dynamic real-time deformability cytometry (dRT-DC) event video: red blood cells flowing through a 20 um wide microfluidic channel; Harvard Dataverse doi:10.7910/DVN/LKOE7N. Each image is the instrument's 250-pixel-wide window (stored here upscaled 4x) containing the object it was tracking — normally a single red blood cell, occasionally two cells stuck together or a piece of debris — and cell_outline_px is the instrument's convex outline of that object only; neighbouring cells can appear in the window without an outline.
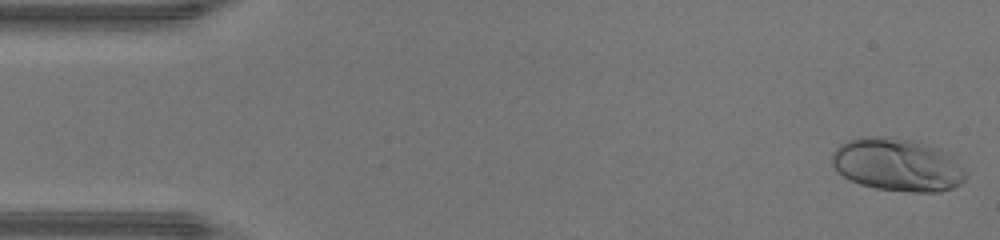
{"species": "human", "species_latin": "Homo sapiens", "temperature_condition": "warm", "stored_images_in_passage": 46, "camera_frame_rate_fps": 3000, "um_per_image_px": 0.085, "donor": {"sex": "male"}, "frame": {"image": 1, "passage_image": 1, "time_ms": 0.0, "image_size_px": [1000, 240], "cell_outline_px": [[968, 176], [960, 184], [952, 188], [940, 192], [912, 192], [876, 188], [860, 184], [836, 172], [832, 168], [832, 152], [840, 144], [848, 140], [860, 136], [876, 136], [912, 140], [932, 148], [944, 156], [960, 168]], "centroid_in_image_um": [76.14, 14.03], "position_along_channel_um": 8.9, "area_um2": 40.17}}
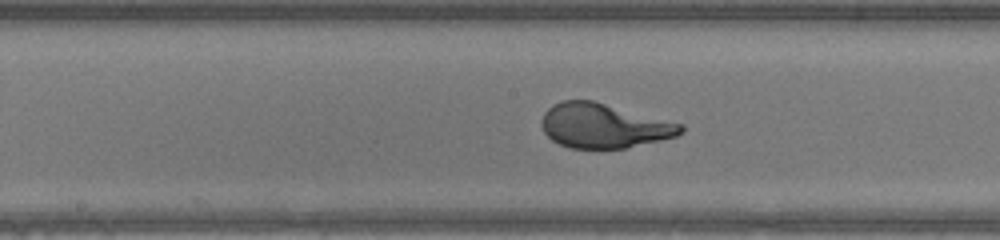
{"frame": {"image": 2, "passage_image": 23, "time_ms": 7.333, "image_size_px": [1000, 240], "cell_outline_px": [[684, 132], [676, 136], [660, 140], [624, 148], [568, 148], [552, 140], [544, 132], [540, 124], [540, 120], [544, 112], [552, 104], [560, 100], [592, 100], [684, 124]], "centroid_in_image_um": [51.3, 10.68], "position_along_channel_um": 196.9, "area_um2": 36.18}}
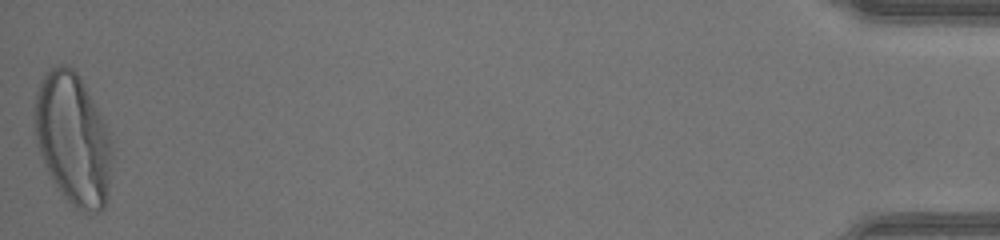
{"frame": {"image": 3, "passage_image": 46, "time_ms": 15.0, "image_size_px": [1000, 240], "cell_outline_px": [[112, 152], [108, 196], [104, 208], [100, 212], [96, 212], [76, 208], [64, 196], [48, 172], [44, 164], [36, 140], [32, 112], [36, 92], [44, 76], [52, 68], [60, 64], [64, 64], [72, 68], [76, 72], [84, 84], [108, 132], [112, 148]], "centroid_in_image_um": [6.18, 11.82], "position_along_channel_um": 429.0, "area_um2": 58.72}}